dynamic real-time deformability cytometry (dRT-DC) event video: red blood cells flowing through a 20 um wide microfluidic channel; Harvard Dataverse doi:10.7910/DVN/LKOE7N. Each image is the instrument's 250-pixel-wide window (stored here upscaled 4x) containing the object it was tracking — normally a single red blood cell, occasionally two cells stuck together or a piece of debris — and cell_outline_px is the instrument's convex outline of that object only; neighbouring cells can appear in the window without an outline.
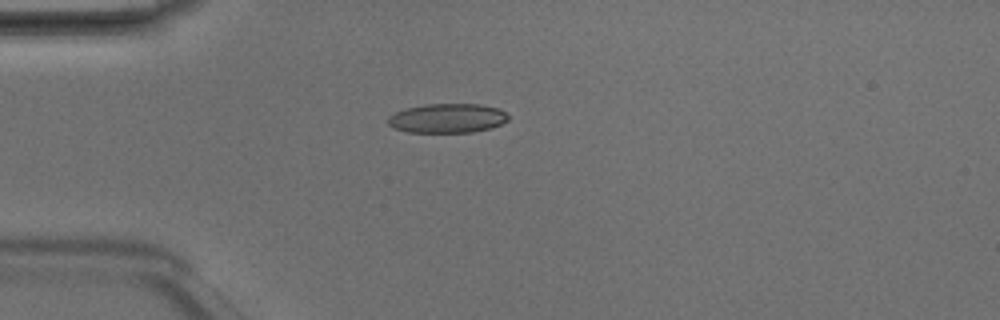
{"species": "Egyptian fruit bat (a non-hibernating species)", "species_latin": "Rousettus aegyptiacus", "temperature_condition": "room temperature", "stored_images_in_passage": 2, "camera_frame_rate_fps": 3000, "um_per_image_px": 0.085, "animal": {"sex": "male"}, "frame": {"image": 1, "passage_image": 1, "time_ms": 0.0, "image_size_px": [1000, 320], "cell_outline_px": [[508, 120], [492, 128], [472, 132], [408, 132], [392, 128], [388, 124], [388, 116], [396, 112], [408, 108], [424, 104], [480, 104], [496, 108], [504, 112], [508, 116]], "centroid_in_image_um": [38.0, 10.05], "position_along_channel_um": 47.0, "area_um2": 20.46}}